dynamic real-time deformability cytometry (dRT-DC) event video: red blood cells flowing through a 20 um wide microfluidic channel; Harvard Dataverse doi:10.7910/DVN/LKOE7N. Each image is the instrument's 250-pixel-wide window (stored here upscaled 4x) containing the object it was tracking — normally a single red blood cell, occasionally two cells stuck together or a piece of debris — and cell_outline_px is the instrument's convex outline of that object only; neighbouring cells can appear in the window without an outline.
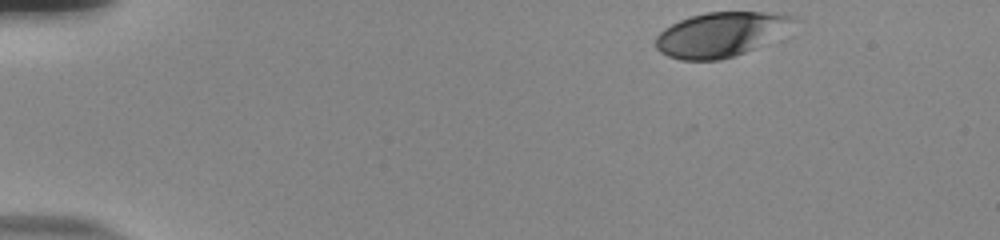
{"species": "human", "species_latin": "Homo sapiens", "temperature_condition": "room temperature", "stored_images_in_passage": 40, "camera_frame_rate_fps": 3000, "um_per_image_px": 0.085, "donor": {"sex": "male"}, "frame": {"image": 1, "passage_image": 1, "time_ms": 0.0, "image_size_px": [1000, 240], "cell_outline_px": [[800, 20], [756, 48], [720, 60], [680, 60], [668, 56], [660, 52], [656, 48], [656, 36], [664, 28], [680, 20], [704, 12], [764, 12], [796, 16]], "centroid_in_image_um": [61.23, 2.92], "position_along_channel_um": 23.8, "area_um2": 35.43}}
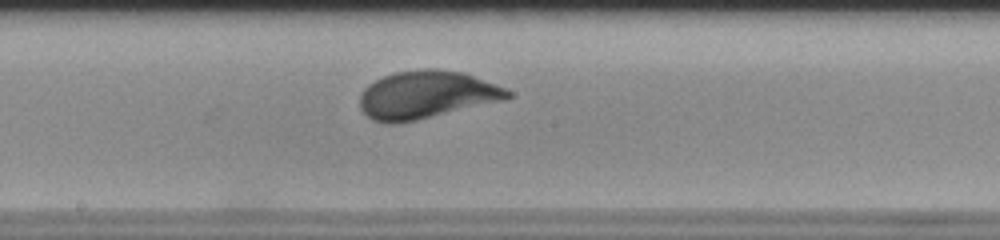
{"frame": {"image": 2, "passage_image": 24, "time_ms": 7.667, "image_size_px": [1000, 240], "cell_outline_px": [[512, 96], [504, 100], [416, 120], [396, 124], [388, 124], [372, 120], [360, 108], [360, 96], [364, 88], [368, 84], [384, 76], [396, 72], [424, 68], [440, 68], [464, 72], [504, 88], [512, 92]], "centroid_in_image_um": [36.22, 8.05], "position_along_channel_um": 212.0, "area_um2": 41.1}}
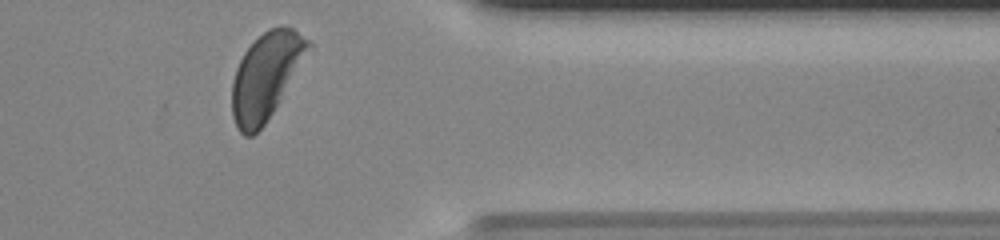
{"frame": {"image": 3, "passage_image": 39, "time_ms": 12.667, "image_size_px": [1000, 240], "cell_outline_px": [[312, 48], [280, 100], [264, 124], [252, 136], [244, 136], [240, 132], [232, 116], [232, 80], [236, 68], [244, 52], [268, 28], [292, 28], [312, 40]], "centroid_in_image_um": [22.62, 6.46], "position_along_channel_um": 388.8, "area_um2": 37.92}, "authors_computed_cell_mechanics": {"area_um2": 39.7664, "velocity_mm_per_s": 3.7171, "shape_relaxation_time_tau1_ms": 3.2459, "shape_relaxation_time_tau2_ms": null, "deformation_change_tau1": 0.1603, "deformation_change_tau2": null}}